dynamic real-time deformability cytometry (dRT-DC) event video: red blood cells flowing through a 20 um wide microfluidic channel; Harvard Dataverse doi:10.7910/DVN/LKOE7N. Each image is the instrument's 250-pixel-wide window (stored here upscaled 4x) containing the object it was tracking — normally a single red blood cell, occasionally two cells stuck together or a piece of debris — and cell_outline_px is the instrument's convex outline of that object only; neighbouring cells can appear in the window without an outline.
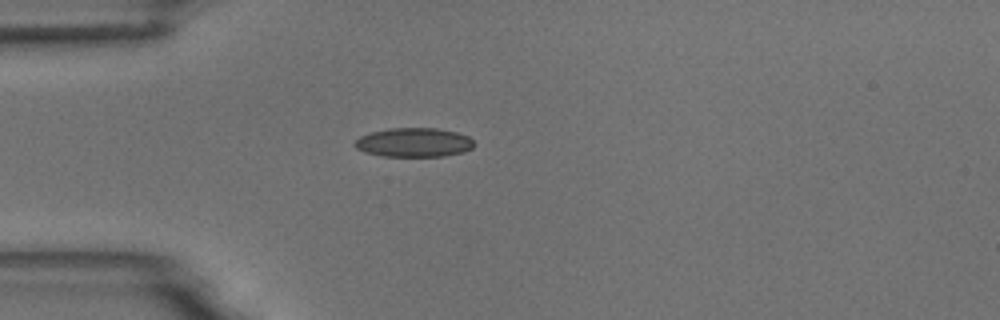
{"species": "common noctule bat (a hibernating species)", "species_latin": "Nyctalus noctula", "temperature_condition": "room temperature", "stored_images_in_passage": 2, "camera_frame_rate_fps": 3000, "um_per_image_px": 0.085, "animal": {"sex": "male", "body_mass_g": 18.8}, "frame": {"image": 1, "passage_image": 2, "time_ms": 1.0, "image_size_px": [1000, 320], "cell_outline_px": [[476, 144], [472, 148], [464, 152], [444, 156], [384, 156], [364, 152], [356, 148], [352, 144], [360, 136], [372, 132], [388, 128], [436, 128], [456, 132], [468, 136]], "centroid_in_image_um": [35.18, 12.11], "position_along_channel_um": 49.8, "area_um2": 20.29}}